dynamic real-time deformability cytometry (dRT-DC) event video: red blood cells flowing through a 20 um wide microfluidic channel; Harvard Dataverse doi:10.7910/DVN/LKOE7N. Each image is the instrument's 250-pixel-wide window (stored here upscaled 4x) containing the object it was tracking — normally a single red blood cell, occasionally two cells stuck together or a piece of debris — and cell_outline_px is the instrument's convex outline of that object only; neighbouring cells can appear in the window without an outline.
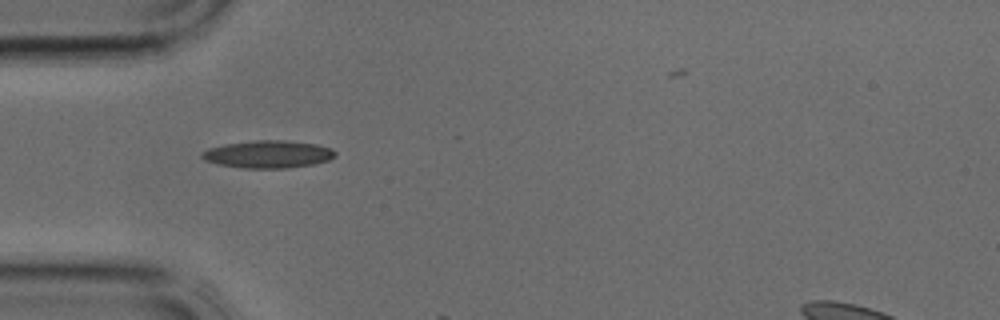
{"species": "common noctule bat (a hibernating species)", "species_latin": "Nyctalus noctula", "temperature_condition": "cold", "stored_images_in_passage": 2, "camera_frame_rate_fps": 3000, "um_per_image_px": 0.085, "animal": {"sex": "male", "body_mass_g": 17.9, "forearm_length_mm": 54.2}, "frame": {"image": 1, "passage_image": 1, "time_ms": 0.0, "image_size_px": [1000, 320], "cell_outline_px": [[336, 156], [328, 160], [312, 164], [288, 168], [244, 168], [220, 164], [204, 160], [200, 156], [200, 152], [208, 148], [224, 144], [252, 140], [284, 140], [316, 144], [332, 148], [336, 152]], "centroid_in_image_um": [22.77, 13.1], "position_along_channel_um": 62.2, "area_um2": 21.44}}